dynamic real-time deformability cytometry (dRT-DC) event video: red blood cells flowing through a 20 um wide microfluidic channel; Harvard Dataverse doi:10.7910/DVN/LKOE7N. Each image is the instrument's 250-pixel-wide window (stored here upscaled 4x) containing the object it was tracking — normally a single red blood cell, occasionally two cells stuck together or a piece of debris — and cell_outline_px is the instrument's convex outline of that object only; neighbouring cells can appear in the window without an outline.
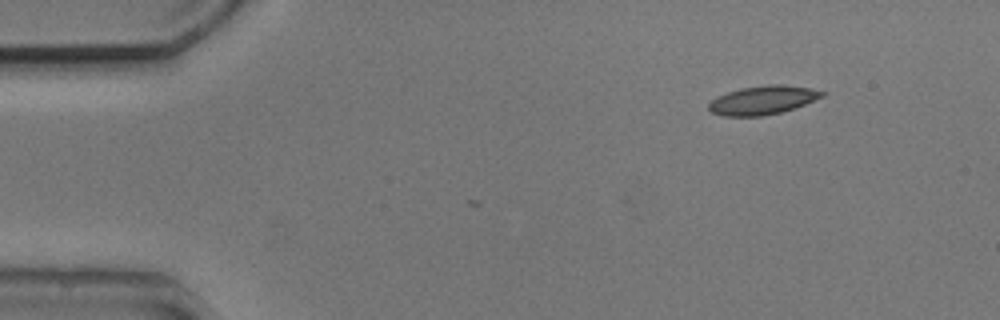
{"species": "common noctule bat (a hibernating species)", "species_latin": "Nyctalus noctula", "temperature_condition": "cold", "stored_images_in_passage": 4, "camera_frame_rate_fps": 3000, "um_per_image_px": 0.085, "animal": {"sex": "male", "body_mass_g": 20.5, "forearm_length_mm": 52.5}, "frame": {"image": 1, "passage_image": 1, "time_ms": 0.0, "image_size_px": [1000, 320], "cell_outline_px": [[828, 92], [824, 96], [804, 104], [780, 112], [760, 116], [724, 116], [712, 112], [708, 108], [708, 104], [716, 96], [740, 88], [768, 84], [780, 84], [808, 88]], "centroid_in_image_um": [64.82, 8.5], "position_along_channel_um": 20.2, "area_um2": 18.79}}